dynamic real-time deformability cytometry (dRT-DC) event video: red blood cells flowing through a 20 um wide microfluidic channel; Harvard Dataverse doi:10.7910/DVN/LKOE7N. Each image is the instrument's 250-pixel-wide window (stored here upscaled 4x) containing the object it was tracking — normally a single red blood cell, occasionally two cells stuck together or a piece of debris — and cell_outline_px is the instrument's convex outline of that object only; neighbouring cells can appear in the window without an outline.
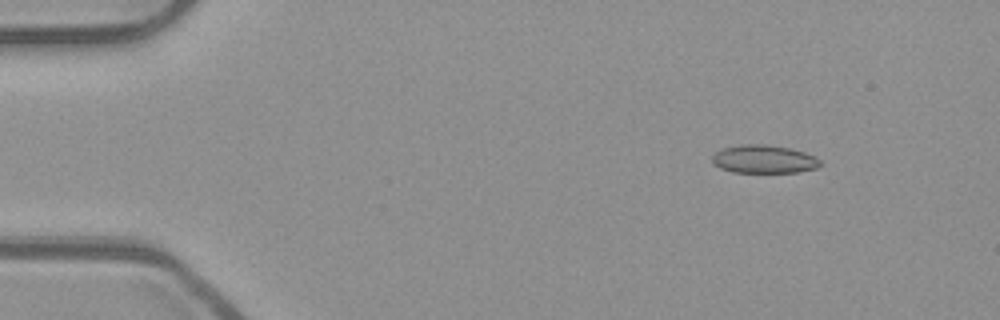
{"species": "common noctule bat (a hibernating species)", "species_latin": "Nyctalus noctula", "temperature_condition": "room temperature", "stored_images_in_passage": 47, "camera_frame_rate_fps": 3000, "um_per_image_px": 0.085, "animal": {"sex": "male", "body_mass_g": 23.1, "forearm_length_mm": 52.7}, "frame": {"image": 1, "passage_image": 1, "time_ms": 0.0, "image_size_px": [1000, 320], "cell_outline_px": [[820, 164], [816, 168], [796, 172], [732, 172], [720, 168], [712, 160], [712, 156], [716, 152], [724, 148], [740, 144], [768, 144], [788, 148], [804, 152], [816, 156], [820, 160]], "centroid_in_image_um": [64.93, 13.52], "position_along_channel_um": 20.1, "area_um2": 17.63}}
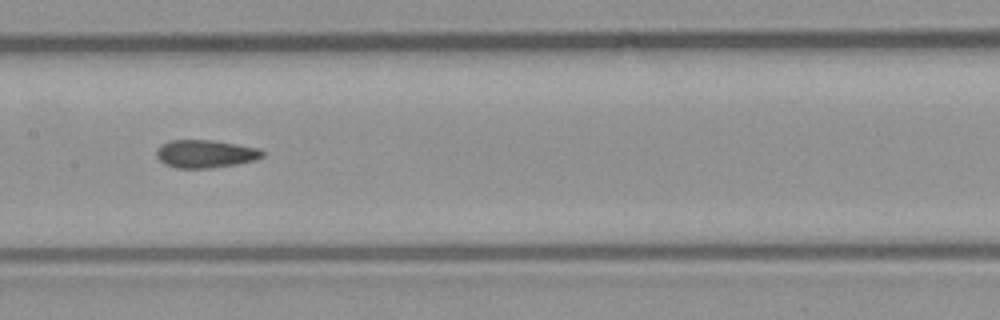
{"frame": {"image": 2, "passage_image": 21, "time_ms": 6.667, "image_size_px": [1000, 320], "cell_outline_px": [[264, 156], [256, 160], [236, 164], [208, 168], [176, 168], [164, 164], [156, 156], [156, 152], [168, 140], [212, 140], [260, 148], [264, 152]], "centroid_in_image_um": [17.49, 13.08], "position_along_channel_um": 189.9, "area_um2": 17.17}}
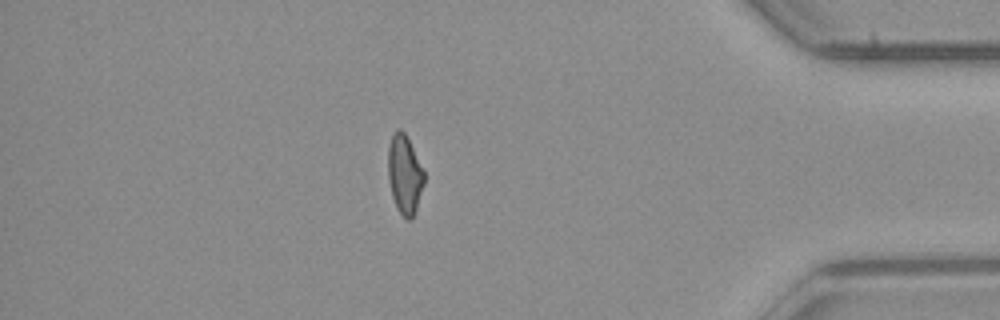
{"frame": {"image": 3, "passage_image": 40, "time_ms": 13.0, "image_size_px": [1000, 320], "cell_outline_px": [[424, 184], [416, 208], [412, 216], [408, 220], [396, 208], [392, 196], [388, 180], [388, 148], [392, 136], [400, 128], [404, 132], [424, 172]], "centroid_in_image_um": [34.37, 14.84], "position_along_channel_um": 400.8, "area_um2": 16.13}, "authors_computed_cell_mechanics": {"area_um2": 17.2244, "velocity_mm_per_s": 3.9609, "shape_relaxation_time_tau1_ms": null, "shape_relaxation_time_tau2_ms": 2.9062, "deformation_change_tau1": null, "deformation_change_tau2": 0.0956}}